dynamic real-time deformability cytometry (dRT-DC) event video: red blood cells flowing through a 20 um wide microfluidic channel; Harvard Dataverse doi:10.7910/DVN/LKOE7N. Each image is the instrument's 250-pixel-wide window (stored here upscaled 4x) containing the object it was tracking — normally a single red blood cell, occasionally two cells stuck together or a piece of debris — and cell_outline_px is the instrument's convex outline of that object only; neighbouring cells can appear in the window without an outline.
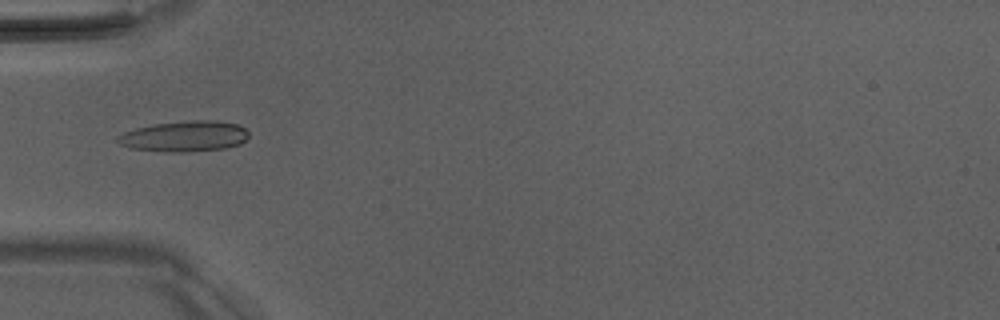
{"species": "Egyptian fruit bat (a non-hibernating species)", "species_latin": "Rousettus aegyptiacus", "temperature_condition": "room temperature", "stored_images_in_passage": 4, "camera_frame_rate_fps": 3000, "um_per_image_px": 0.085, "animal": {"sex": "male"}, "frame": {"image": 1, "passage_image": 4, "time_ms": 3.333, "image_size_px": [1000, 320], "cell_outline_px": [[248, 136], [240, 144], [228, 148], [184, 152], [168, 152], [132, 148], [120, 144], [116, 140], [116, 136], [124, 132], [136, 128], [152, 124], [192, 120], [216, 120], [236, 124], [244, 128], [248, 132]], "centroid_in_image_um": [15.68, 11.58], "position_along_channel_um": 69.3, "area_um2": 23.47}}